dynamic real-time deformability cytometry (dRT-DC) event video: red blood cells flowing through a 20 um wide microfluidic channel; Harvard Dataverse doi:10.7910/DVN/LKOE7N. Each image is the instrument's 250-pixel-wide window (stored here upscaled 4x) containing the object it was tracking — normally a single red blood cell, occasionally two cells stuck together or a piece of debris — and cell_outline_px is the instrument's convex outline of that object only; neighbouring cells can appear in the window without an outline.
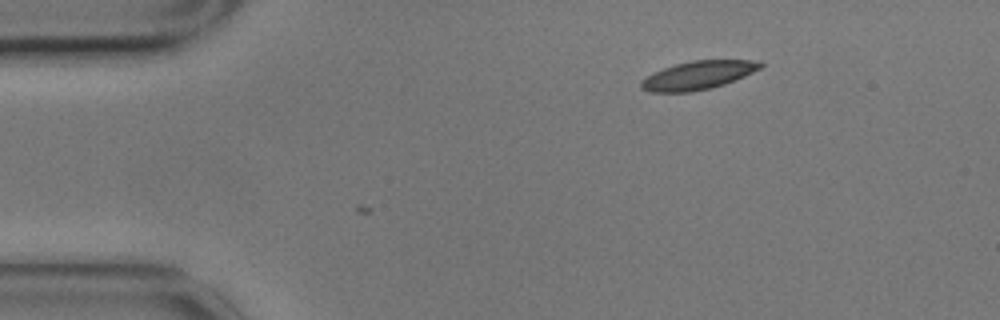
{"species": "common noctule bat (a hibernating species)", "species_latin": "Nyctalus noctula", "temperature_condition": "cold", "stored_images_in_passage": 2, "camera_frame_rate_fps": 3000, "um_per_image_px": 0.085, "animal": {"sex": "male", "body_mass_g": 17.9}, "frame": {"image": 1, "passage_image": 2, "time_ms": 0.333, "image_size_px": [1000, 320], "cell_outline_px": [[764, 64], [760, 68], [736, 80], [712, 88], [692, 92], [648, 92], [640, 88], [640, 80], [664, 68], [676, 64], [692, 60], [760, 60]], "centroid_in_image_um": [59.34, 6.4], "position_along_channel_um": 25.7, "area_um2": 19.77}}